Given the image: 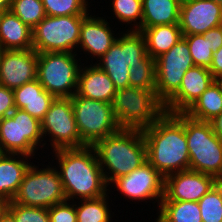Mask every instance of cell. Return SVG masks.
Segmentation results:
<instances>
[{"mask_svg": "<svg viewBox=\"0 0 222 222\" xmlns=\"http://www.w3.org/2000/svg\"><path fill=\"white\" fill-rule=\"evenodd\" d=\"M52 152L46 156L52 157L50 161L59 173L66 200L95 199L109 192L93 146Z\"/></svg>", "mask_w": 222, "mask_h": 222, "instance_id": "obj_1", "label": "cell"}, {"mask_svg": "<svg viewBox=\"0 0 222 222\" xmlns=\"http://www.w3.org/2000/svg\"><path fill=\"white\" fill-rule=\"evenodd\" d=\"M147 161L165 178L189 169V149L184 125L170 113L142 129Z\"/></svg>", "mask_w": 222, "mask_h": 222, "instance_id": "obj_2", "label": "cell"}, {"mask_svg": "<svg viewBox=\"0 0 222 222\" xmlns=\"http://www.w3.org/2000/svg\"><path fill=\"white\" fill-rule=\"evenodd\" d=\"M93 147L108 186L147 161V147L141 129L121 128Z\"/></svg>", "mask_w": 222, "mask_h": 222, "instance_id": "obj_3", "label": "cell"}, {"mask_svg": "<svg viewBox=\"0 0 222 222\" xmlns=\"http://www.w3.org/2000/svg\"><path fill=\"white\" fill-rule=\"evenodd\" d=\"M185 128L189 149V169L222 180V137L214 132L211 122L198 121L184 113L173 114Z\"/></svg>", "mask_w": 222, "mask_h": 222, "instance_id": "obj_4", "label": "cell"}, {"mask_svg": "<svg viewBox=\"0 0 222 222\" xmlns=\"http://www.w3.org/2000/svg\"><path fill=\"white\" fill-rule=\"evenodd\" d=\"M46 158L47 156L40 161L36 159L32 162L12 200L14 203L48 209L66 200L59 173L53 163ZM45 161H48L49 165Z\"/></svg>", "mask_w": 222, "mask_h": 222, "instance_id": "obj_5", "label": "cell"}, {"mask_svg": "<svg viewBox=\"0 0 222 222\" xmlns=\"http://www.w3.org/2000/svg\"><path fill=\"white\" fill-rule=\"evenodd\" d=\"M112 108L119 126L127 129L142 130L165 113L156 91L131 86L117 90Z\"/></svg>", "mask_w": 222, "mask_h": 222, "instance_id": "obj_6", "label": "cell"}, {"mask_svg": "<svg viewBox=\"0 0 222 222\" xmlns=\"http://www.w3.org/2000/svg\"><path fill=\"white\" fill-rule=\"evenodd\" d=\"M43 141L41 122L25 110L15 108L0 118V153L25 154L40 160L44 158L38 152L44 151Z\"/></svg>", "mask_w": 222, "mask_h": 222, "instance_id": "obj_7", "label": "cell"}, {"mask_svg": "<svg viewBox=\"0 0 222 222\" xmlns=\"http://www.w3.org/2000/svg\"><path fill=\"white\" fill-rule=\"evenodd\" d=\"M81 65L76 53H38L37 79L55 98H71L77 92Z\"/></svg>", "mask_w": 222, "mask_h": 222, "instance_id": "obj_8", "label": "cell"}, {"mask_svg": "<svg viewBox=\"0 0 222 222\" xmlns=\"http://www.w3.org/2000/svg\"><path fill=\"white\" fill-rule=\"evenodd\" d=\"M147 55L143 34L138 30H122L95 64L109 76L118 90L129 87V66L138 64Z\"/></svg>", "mask_w": 222, "mask_h": 222, "instance_id": "obj_9", "label": "cell"}, {"mask_svg": "<svg viewBox=\"0 0 222 222\" xmlns=\"http://www.w3.org/2000/svg\"><path fill=\"white\" fill-rule=\"evenodd\" d=\"M164 184L165 178L148 161H146L129 174L115 179L108 186V191L111 195H114V191H117L114 195V201H117L116 198L118 197L117 199L119 201L124 198L125 201L127 200L132 206L133 202L135 203V206L140 201L141 205H143L142 202L146 203L144 205L152 203V206L155 205L153 208H157L153 209L156 212L164 197Z\"/></svg>", "mask_w": 222, "mask_h": 222, "instance_id": "obj_10", "label": "cell"}, {"mask_svg": "<svg viewBox=\"0 0 222 222\" xmlns=\"http://www.w3.org/2000/svg\"><path fill=\"white\" fill-rule=\"evenodd\" d=\"M86 16H46L32 29L33 49L37 53H77L80 28Z\"/></svg>", "mask_w": 222, "mask_h": 222, "instance_id": "obj_11", "label": "cell"}, {"mask_svg": "<svg viewBox=\"0 0 222 222\" xmlns=\"http://www.w3.org/2000/svg\"><path fill=\"white\" fill-rule=\"evenodd\" d=\"M71 100L77 128L86 146H94L102 138L121 129L115 118L112 103L82 97L77 93Z\"/></svg>", "mask_w": 222, "mask_h": 222, "instance_id": "obj_12", "label": "cell"}, {"mask_svg": "<svg viewBox=\"0 0 222 222\" xmlns=\"http://www.w3.org/2000/svg\"><path fill=\"white\" fill-rule=\"evenodd\" d=\"M41 131L43 139H45V152H43L45 156L49 150L52 152L59 149L81 148L86 146L82 142L77 128L71 98L54 99L44 119L41 121ZM47 141L50 144L47 143ZM45 149H48V151Z\"/></svg>", "mask_w": 222, "mask_h": 222, "instance_id": "obj_13", "label": "cell"}, {"mask_svg": "<svg viewBox=\"0 0 222 222\" xmlns=\"http://www.w3.org/2000/svg\"><path fill=\"white\" fill-rule=\"evenodd\" d=\"M195 66L187 41L182 37L155 59L156 95L165 103L179 88L186 71Z\"/></svg>", "mask_w": 222, "mask_h": 222, "instance_id": "obj_14", "label": "cell"}, {"mask_svg": "<svg viewBox=\"0 0 222 222\" xmlns=\"http://www.w3.org/2000/svg\"><path fill=\"white\" fill-rule=\"evenodd\" d=\"M102 13L105 14V12L102 11L99 14L97 13V15L90 12L82 21L80 39L77 48L78 53H76L79 57L81 56L82 63L84 62L87 64L97 62L98 59L108 51L120 33L121 27L118 28L115 24L112 25L113 21L111 17ZM101 14L104 17L101 16ZM118 29L119 31H117ZM82 55L84 56V59Z\"/></svg>", "mask_w": 222, "mask_h": 222, "instance_id": "obj_15", "label": "cell"}, {"mask_svg": "<svg viewBox=\"0 0 222 222\" xmlns=\"http://www.w3.org/2000/svg\"><path fill=\"white\" fill-rule=\"evenodd\" d=\"M218 182L214 176L190 169L172 173L165 177L161 201L198 202Z\"/></svg>", "mask_w": 222, "mask_h": 222, "instance_id": "obj_16", "label": "cell"}, {"mask_svg": "<svg viewBox=\"0 0 222 222\" xmlns=\"http://www.w3.org/2000/svg\"><path fill=\"white\" fill-rule=\"evenodd\" d=\"M38 53L34 49L3 50L0 57V85L15 89L37 79Z\"/></svg>", "mask_w": 222, "mask_h": 222, "instance_id": "obj_17", "label": "cell"}, {"mask_svg": "<svg viewBox=\"0 0 222 222\" xmlns=\"http://www.w3.org/2000/svg\"><path fill=\"white\" fill-rule=\"evenodd\" d=\"M179 25L182 35L203 34L222 25V5L212 0H189L182 3Z\"/></svg>", "mask_w": 222, "mask_h": 222, "instance_id": "obj_18", "label": "cell"}, {"mask_svg": "<svg viewBox=\"0 0 222 222\" xmlns=\"http://www.w3.org/2000/svg\"><path fill=\"white\" fill-rule=\"evenodd\" d=\"M212 82L214 77L207 67H191L184 74L180 88L164 103L165 112L185 113Z\"/></svg>", "mask_w": 222, "mask_h": 222, "instance_id": "obj_19", "label": "cell"}, {"mask_svg": "<svg viewBox=\"0 0 222 222\" xmlns=\"http://www.w3.org/2000/svg\"><path fill=\"white\" fill-rule=\"evenodd\" d=\"M116 92L112 80L101 68L95 63H82L76 92L79 96L112 103Z\"/></svg>", "mask_w": 222, "mask_h": 222, "instance_id": "obj_20", "label": "cell"}, {"mask_svg": "<svg viewBox=\"0 0 222 222\" xmlns=\"http://www.w3.org/2000/svg\"><path fill=\"white\" fill-rule=\"evenodd\" d=\"M34 158L25 154L0 153V196L9 202L18 192Z\"/></svg>", "mask_w": 222, "mask_h": 222, "instance_id": "obj_21", "label": "cell"}, {"mask_svg": "<svg viewBox=\"0 0 222 222\" xmlns=\"http://www.w3.org/2000/svg\"><path fill=\"white\" fill-rule=\"evenodd\" d=\"M15 108L23 109L40 122L55 97L47 92L38 79L13 89Z\"/></svg>", "mask_w": 222, "mask_h": 222, "instance_id": "obj_22", "label": "cell"}, {"mask_svg": "<svg viewBox=\"0 0 222 222\" xmlns=\"http://www.w3.org/2000/svg\"><path fill=\"white\" fill-rule=\"evenodd\" d=\"M0 47L3 50L33 49L32 29L10 10L4 12L1 18Z\"/></svg>", "mask_w": 222, "mask_h": 222, "instance_id": "obj_23", "label": "cell"}, {"mask_svg": "<svg viewBox=\"0 0 222 222\" xmlns=\"http://www.w3.org/2000/svg\"><path fill=\"white\" fill-rule=\"evenodd\" d=\"M138 31L143 34L145 39L147 54L154 60L167 52L183 37L179 24L140 28Z\"/></svg>", "mask_w": 222, "mask_h": 222, "instance_id": "obj_24", "label": "cell"}, {"mask_svg": "<svg viewBox=\"0 0 222 222\" xmlns=\"http://www.w3.org/2000/svg\"><path fill=\"white\" fill-rule=\"evenodd\" d=\"M181 4L177 0H142L141 28L179 24Z\"/></svg>", "mask_w": 222, "mask_h": 222, "instance_id": "obj_25", "label": "cell"}, {"mask_svg": "<svg viewBox=\"0 0 222 222\" xmlns=\"http://www.w3.org/2000/svg\"><path fill=\"white\" fill-rule=\"evenodd\" d=\"M112 197L113 195H109L108 192L106 195L99 198L76 200L75 209L77 222H118V220L114 218L118 217V214H115L117 211L113 207L115 206L117 209V206L113 205L116 203L113 201ZM112 210L114 211L112 212Z\"/></svg>", "mask_w": 222, "mask_h": 222, "instance_id": "obj_26", "label": "cell"}, {"mask_svg": "<svg viewBox=\"0 0 222 222\" xmlns=\"http://www.w3.org/2000/svg\"><path fill=\"white\" fill-rule=\"evenodd\" d=\"M221 113L222 91L212 82L184 114L194 120L210 122Z\"/></svg>", "mask_w": 222, "mask_h": 222, "instance_id": "obj_27", "label": "cell"}, {"mask_svg": "<svg viewBox=\"0 0 222 222\" xmlns=\"http://www.w3.org/2000/svg\"><path fill=\"white\" fill-rule=\"evenodd\" d=\"M155 222H202L198 202L161 201Z\"/></svg>", "mask_w": 222, "mask_h": 222, "instance_id": "obj_28", "label": "cell"}, {"mask_svg": "<svg viewBox=\"0 0 222 222\" xmlns=\"http://www.w3.org/2000/svg\"><path fill=\"white\" fill-rule=\"evenodd\" d=\"M108 2L109 8L107 10L110 9L109 13L112 12L109 15H111L113 21H117H115L116 26H118V23L123 27L121 30L130 31L141 28L143 16L142 0H109Z\"/></svg>", "mask_w": 222, "mask_h": 222, "instance_id": "obj_29", "label": "cell"}, {"mask_svg": "<svg viewBox=\"0 0 222 222\" xmlns=\"http://www.w3.org/2000/svg\"><path fill=\"white\" fill-rule=\"evenodd\" d=\"M42 0L46 16L88 15L92 12L91 0ZM91 8V9H90Z\"/></svg>", "mask_w": 222, "mask_h": 222, "instance_id": "obj_30", "label": "cell"}, {"mask_svg": "<svg viewBox=\"0 0 222 222\" xmlns=\"http://www.w3.org/2000/svg\"><path fill=\"white\" fill-rule=\"evenodd\" d=\"M129 86L155 91V60L147 55L134 66H129Z\"/></svg>", "mask_w": 222, "mask_h": 222, "instance_id": "obj_31", "label": "cell"}, {"mask_svg": "<svg viewBox=\"0 0 222 222\" xmlns=\"http://www.w3.org/2000/svg\"><path fill=\"white\" fill-rule=\"evenodd\" d=\"M10 11L31 29L46 17L42 0H11Z\"/></svg>", "mask_w": 222, "mask_h": 222, "instance_id": "obj_32", "label": "cell"}, {"mask_svg": "<svg viewBox=\"0 0 222 222\" xmlns=\"http://www.w3.org/2000/svg\"><path fill=\"white\" fill-rule=\"evenodd\" d=\"M198 203L202 222H222V182L219 181Z\"/></svg>", "mask_w": 222, "mask_h": 222, "instance_id": "obj_33", "label": "cell"}, {"mask_svg": "<svg viewBox=\"0 0 222 222\" xmlns=\"http://www.w3.org/2000/svg\"><path fill=\"white\" fill-rule=\"evenodd\" d=\"M183 38L187 41L194 64L209 68L212 63L213 52L209 48L210 45L207 37H203L201 34H195L183 35Z\"/></svg>", "mask_w": 222, "mask_h": 222, "instance_id": "obj_34", "label": "cell"}, {"mask_svg": "<svg viewBox=\"0 0 222 222\" xmlns=\"http://www.w3.org/2000/svg\"><path fill=\"white\" fill-rule=\"evenodd\" d=\"M7 209L14 215L16 222H50L46 208L25 206L10 201Z\"/></svg>", "mask_w": 222, "mask_h": 222, "instance_id": "obj_35", "label": "cell"}, {"mask_svg": "<svg viewBox=\"0 0 222 222\" xmlns=\"http://www.w3.org/2000/svg\"><path fill=\"white\" fill-rule=\"evenodd\" d=\"M50 222H77L75 201L65 200L48 208Z\"/></svg>", "mask_w": 222, "mask_h": 222, "instance_id": "obj_36", "label": "cell"}, {"mask_svg": "<svg viewBox=\"0 0 222 222\" xmlns=\"http://www.w3.org/2000/svg\"><path fill=\"white\" fill-rule=\"evenodd\" d=\"M15 109L13 89L0 85V118H3Z\"/></svg>", "mask_w": 222, "mask_h": 222, "instance_id": "obj_37", "label": "cell"}, {"mask_svg": "<svg viewBox=\"0 0 222 222\" xmlns=\"http://www.w3.org/2000/svg\"><path fill=\"white\" fill-rule=\"evenodd\" d=\"M203 37H207V41L210 45V49L215 53L220 47H222V25L209 29L207 32L201 34Z\"/></svg>", "mask_w": 222, "mask_h": 222, "instance_id": "obj_38", "label": "cell"}, {"mask_svg": "<svg viewBox=\"0 0 222 222\" xmlns=\"http://www.w3.org/2000/svg\"><path fill=\"white\" fill-rule=\"evenodd\" d=\"M208 69L214 78L222 74V47L213 53L212 63Z\"/></svg>", "mask_w": 222, "mask_h": 222, "instance_id": "obj_39", "label": "cell"}, {"mask_svg": "<svg viewBox=\"0 0 222 222\" xmlns=\"http://www.w3.org/2000/svg\"><path fill=\"white\" fill-rule=\"evenodd\" d=\"M214 132L222 137V113L216 116L212 121H210Z\"/></svg>", "mask_w": 222, "mask_h": 222, "instance_id": "obj_40", "label": "cell"}, {"mask_svg": "<svg viewBox=\"0 0 222 222\" xmlns=\"http://www.w3.org/2000/svg\"><path fill=\"white\" fill-rule=\"evenodd\" d=\"M0 222H16L14 215L7 209L0 217Z\"/></svg>", "mask_w": 222, "mask_h": 222, "instance_id": "obj_41", "label": "cell"}, {"mask_svg": "<svg viewBox=\"0 0 222 222\" xmlns=\"http://www.w3.org/2000/svg\"><path fill=\"white\" fill-rule=\"evenodd\" d=\"M9 201L0 196V217L7 210Z\"/></svg>", "mask_w": 222, "mask_h": 222, "instance_id": "obj_42", "label": "cell"}, {"mask_svg": "<svg viewBox=\"0 0 222 222\" xmlns=\"http://www.w3.org/2000/svg\"><path fill=\"white\" fill-rule=\"evenodd\" d=\"M11 0H0V11H9Z\"/></svg>", "mask_w": 222, "mask_h": 222, "instance_id": "obj_43", "label": "cell"}, {"mask_svg": "<svg viewBox=\"0 0 222 222\" xmlns=\"http://www.w3.org/2000/svg\"><path fill=\"white\" fill-rule=\"evenodd\" d=\"M214 82L218 85V87L220 88V90L222 91V74L216 76L214 78Z\"/></svg>", "mask_w": 222, "mask_h": 222, "instance_id": "obj_44", "label": "cell"}, {"mask_svg": "<svg viewBox=\"0 0 222 222\" xmlns=\"http://www.w3.org/2000/svg\"><path fill=\"white\" fill-rule=\"evenodd\" d=\"M212 1H214V2L217 3V4L222 5V0H212Z\"/></svg>", "mask_w": 222, "mask_h": 222, "instance_id": "obj_45", "label": "cell"}, {"mask_svg": "<svg viewBox=\"0 0 222 222\" xmlns=\"http://www.w3.org/2000/svg\"><path fill=\"white\" fill-rule=\"evenodd\" d=\"M180 4H182V3H185V2H187V1H189V0H177Z\"/></svg>", "mask_w": 222, "mask_h": 222, "instance_id": "obj_46", "label": "cell"}, {"mask_svg": "<svg viewBox=\"0 0 222 222\" xmlns=\"http://www.w3.org/2000/svg\"><path fill=\"white\" fill-rule=\"evenodd\" d=\"M4 12H6V11H0V22H1V18L3 16Z\"/></svg>", "mask_w": 222, "mask_h": 222, "instance_id": "obj_47", "label": "cell"}, {"mask_svg": "<svg viewBox=\"0 0 222 222\" xmlns=\"http://www.w3.org/2000/svg\"><path fill=\"white\" fill-rule=\"evenodd\" d=\"M2 52H3V49L0 47V57H1Z\"/></svg>", "mask_w": 222, "mask_h": 222, "instance_id": "obj_48", "label": "cell"}]
</instances>
